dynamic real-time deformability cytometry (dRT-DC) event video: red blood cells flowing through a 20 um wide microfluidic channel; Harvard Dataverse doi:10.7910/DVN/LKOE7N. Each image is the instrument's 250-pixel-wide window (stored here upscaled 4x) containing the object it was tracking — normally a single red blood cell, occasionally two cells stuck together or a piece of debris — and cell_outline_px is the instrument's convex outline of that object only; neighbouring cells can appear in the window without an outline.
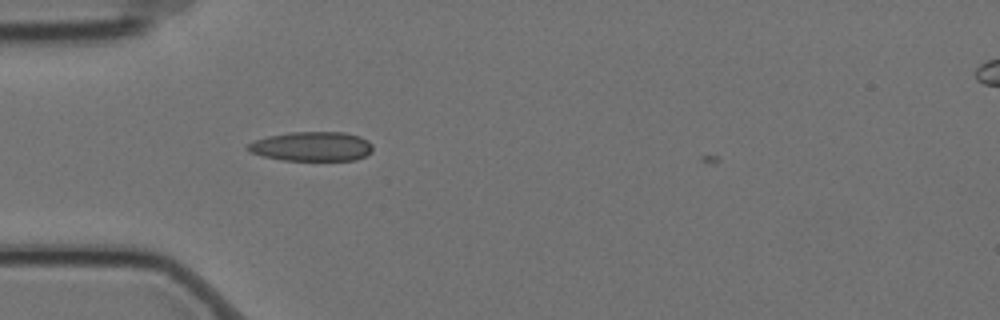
{"species": "Egyptian fruit bat (a non-hibernating species)", "species_latin": "Rousettus aegyptiacus", "temperature_condition": "cold", "stored_images_in_passage": 2, "camera_frame_rate_fps": 3000, "um_per_image_px": 0.085, "animal": {"sex": "female"}, "frame": {"image": 1, "passage_image": 2, "time_ms": 0.333, "image_size_px": [1000, 320], "cell_outline_px": [[372, 152], [356, 160], [284, 160], [264, 156], [248, 152], [244, 148], [248, 144], [256, 140], [268, 136], [288, 132], [344, 132], [360, 136], [368, 140], [372, 144]], "centroid_in_image_um": [26.5, 12.44], "position_along_channel_um": 58.5, "area_um2": 21.5}}